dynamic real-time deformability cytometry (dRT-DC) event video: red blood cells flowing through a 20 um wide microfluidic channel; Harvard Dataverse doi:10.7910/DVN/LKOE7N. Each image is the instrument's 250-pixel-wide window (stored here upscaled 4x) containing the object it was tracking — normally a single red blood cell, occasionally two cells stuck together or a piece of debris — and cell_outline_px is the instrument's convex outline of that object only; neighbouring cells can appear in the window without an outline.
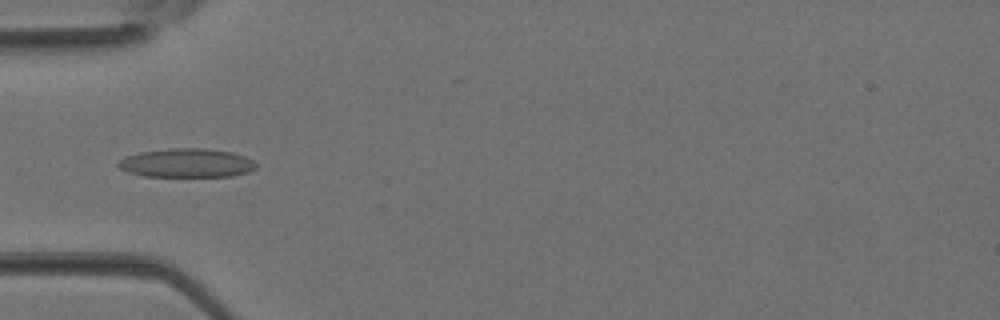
{"species": "Egyptian fruit bat (a non-hibernating species)", "species_latin": "Rousettus aegyptiacus", "temperature_condition": "room temperature", "stored_images_in_passage": 4, "camera_frame_rate_fps": 3000, "um_per_image_px": 0.085, "animal": {"sex": "female"}, "frame": {"image": 1, "passage_image": 4, "time_ms": 1.0, "image_size_px": [1000, 320], "cell_outline_px": [[256, 168], [248, 172], [232, 176], [144, 176], [120, 168], [116, 164], [120, 160], [128, 156], [140, 152], [168, 148], [204, 148], [232, 152], [244, 156], [252, 160], [256, 164]], "centroid_in_image_um": [15.9, 13.85], "position_along_channel_um": 69.1, "area_um2": 22.95}}